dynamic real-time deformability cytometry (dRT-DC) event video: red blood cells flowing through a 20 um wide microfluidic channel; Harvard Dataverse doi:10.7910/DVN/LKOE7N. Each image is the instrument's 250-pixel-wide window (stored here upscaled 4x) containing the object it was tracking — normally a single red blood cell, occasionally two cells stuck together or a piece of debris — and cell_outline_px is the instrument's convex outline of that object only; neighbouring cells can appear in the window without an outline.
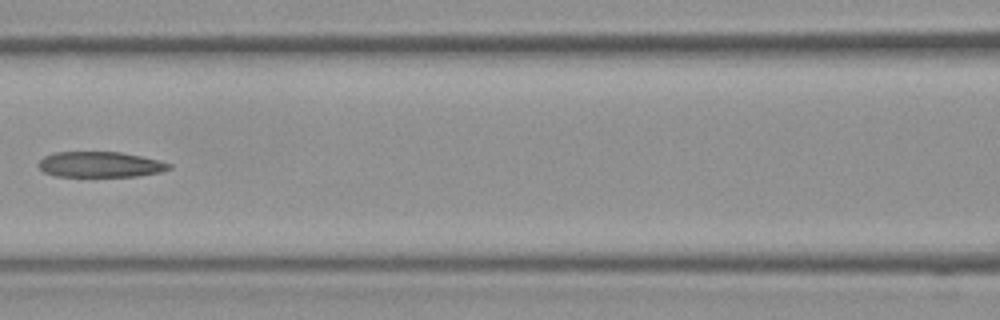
{"species": "Egyptian fruit bat (a non-hibernating species)", "species_latin": "Rousettus aegyptiacus", "temperature_condition": "room temperature", "stored_images_in_passage": 33, "camera_frame_rate_fps": 3000, "um_per_image_px": 0.085, "frame": {"image": 1, "passage_image": 15, "time_ms": 4.667, "image_size_px": [1000, 320], "cell_outline_px": [[172, 168], [160, 172], [136, 176], [56, 176], [44, 172], [36, 164], [44, 156], [56, 152], [120, 152], [160, 160], [172, 164]], "centroid_in_image_um": [8.52, 13.98], "position_along_channel_um": 158.1, "area_um2": 19.42}}
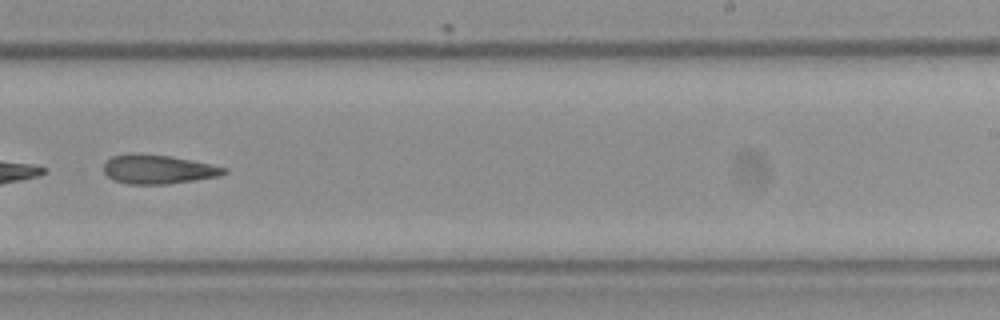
{"frame": {"image": 2, "passage_image": 21, "time_ms": 6.667, "image_size_px": [1000, 320], "cell_outline_px": [[228, 172], [220, 176], [168, 184], [128, 184], [112, 180], [104, 172], [104, 164], [112, 156], [128, 152], [136, 152], [172, 156], [192, 160], [228, 168]], "centroid_in_image_um": [13.42, 14.37], "position_along_channel_um": 275.6, "area_um2": 20.69}}
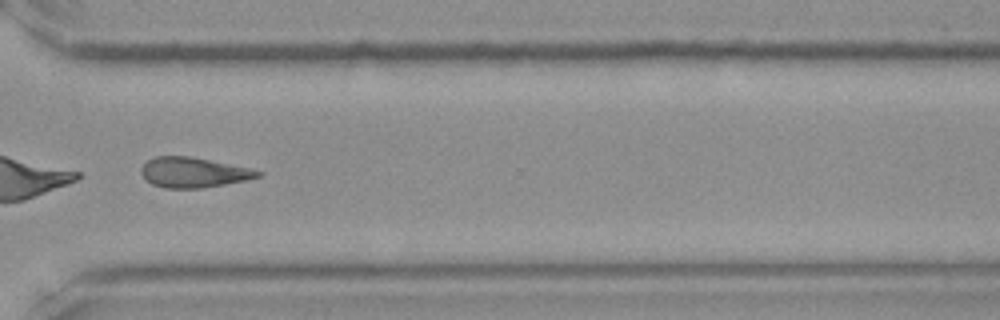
{"frame": {"image": 3, "passage_image": 25, "time_ms": 8.0, "image_size_px": [1000, 320], "cell_outline_px": [[264, 172], [260, 176], [248, 180], [204, 188], [164, 188], [152, 184], [140, 172], [140, 168], [152, 156], [188, 156], [252, 168]], "centroid_in_image_um": [16.47, 14.66], "position_along_channel_um": 354.1, "area_um2": 20.58}}